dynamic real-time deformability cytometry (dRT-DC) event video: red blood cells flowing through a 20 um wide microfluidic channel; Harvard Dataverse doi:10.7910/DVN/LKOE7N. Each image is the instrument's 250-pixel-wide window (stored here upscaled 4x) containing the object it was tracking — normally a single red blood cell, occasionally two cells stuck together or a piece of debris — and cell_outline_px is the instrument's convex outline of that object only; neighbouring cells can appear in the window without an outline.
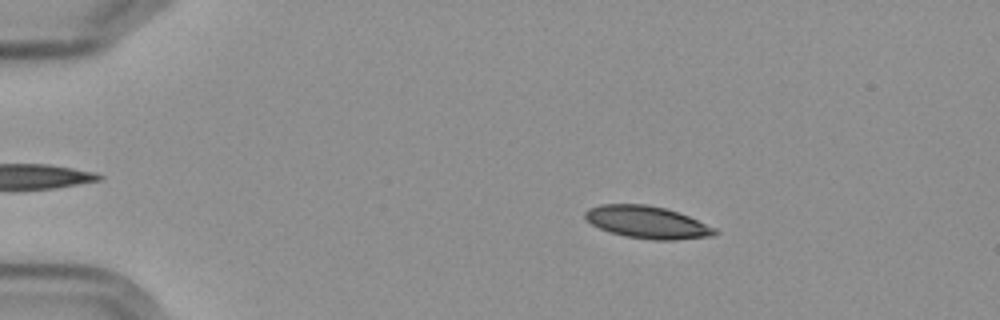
{"species": "Egyptian fruit bat (a non-hibernating species)", "species_latin": "Rousettus aegyptiacus", "temperature_condition": "cold", "stored_images_in_passage": 5, "camera_frame_rate_fps": 3000, "um_per_image_px": 0.085, "frame": {"image": 1, "passage_image": 3, "time_ms": 2.333, "image_size_px": [1000, 320], "cell_outline_px": [[720, 232], [712, 236], [676, 240], [652, 240], [628, 236], [612, 232], [600, 228], [592, 224], [584, 216], [584, 212], [588, 208], [600, 204], [644, 204], [664, 208], [688, 216], [716, 228]], "centroid_in_image_um": [55.03, 18.89], "position_along_channel_um": 30.0, "area_um2": 24.22}}